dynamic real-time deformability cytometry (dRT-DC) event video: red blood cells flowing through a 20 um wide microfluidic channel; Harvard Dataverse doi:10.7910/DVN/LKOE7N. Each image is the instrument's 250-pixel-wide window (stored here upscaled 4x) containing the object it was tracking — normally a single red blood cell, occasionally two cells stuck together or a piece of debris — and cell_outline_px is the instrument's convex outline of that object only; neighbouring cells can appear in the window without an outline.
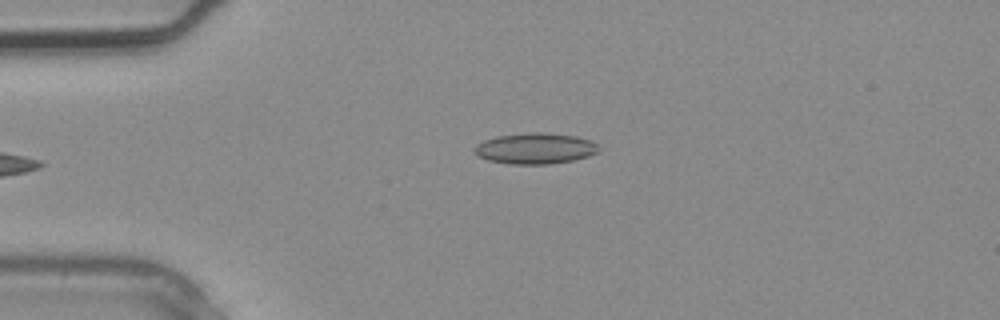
{"species": "common noctule bat (a hibernating species)", "species_latin": "Nyctalus noctula", "temperature_condition": "warm", "stored_images_in_passage": 2, "camera_frame_rate_fps": 3000, "um_per_image_px": 0.085, "animal": {"sex": "male", "body_mass_g": 20.4}, "frame": {"image": 1, "passage_image": 2, "time_ms": 0.333, "image_size_px": [1000, 320], "cell_outline_px": [[600, 148], [596, 152], [588, 156], [572, 160], [548, 164], [508, 164], [488, 160], [480, 156], [472, 148], [476, 144], [484, 140], [496, 136], [528, 132], [544, 132], [576, 136], [592, 140]], "centroid_in_image_um": [45.48, 12.6], "position_along_channel_um": 39.5, "area_um2": 22.43}}